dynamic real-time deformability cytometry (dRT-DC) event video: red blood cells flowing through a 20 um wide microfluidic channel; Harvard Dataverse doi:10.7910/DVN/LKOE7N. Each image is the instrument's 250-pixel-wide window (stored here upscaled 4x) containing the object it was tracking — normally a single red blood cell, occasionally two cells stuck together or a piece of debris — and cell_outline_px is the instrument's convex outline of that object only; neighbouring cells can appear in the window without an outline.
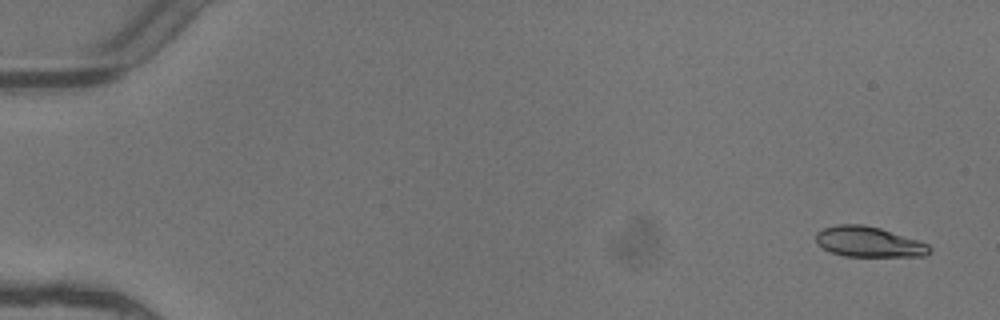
{"species": "common noctule bat (a hibernating species)", "species_latin": "Nyctalus noctula", "temperature_condition": "warm", "stored_images_in_passage": 5, "camera_frame_rate_fps": 3000, "um_per_image_px": 0.085, "animal": {"sex": "female"}, "frame": {"image": 1, "passage_image": 1, "time_ms": 0.0, "image_size_px": [1000, 320], "cell_outline_px": [[932, 248], [924, 256], [844, 256], [828, 252], [816, 244], [816, 232], [824, 228], [836, 224], [860, 224], [880, 228], [928, 244]], "centroid_in_image_um": [73.77, 20.56], "position_along_channel_um": 11.2, "area_um2": 20.06}}
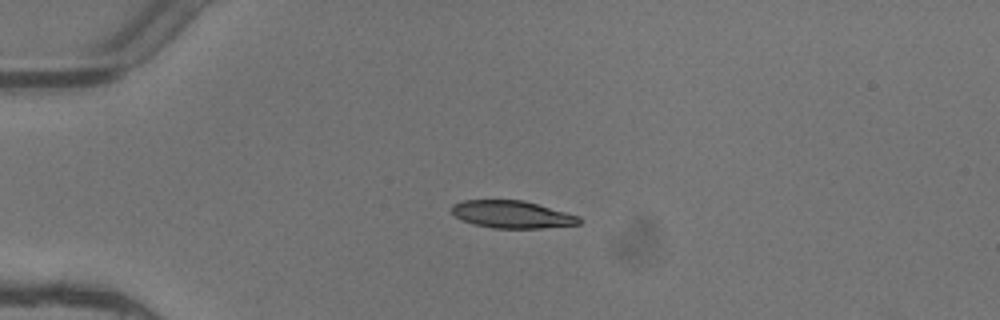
{"frame": {"image": 2, "passage_image": 4, "time_ms": 1.0, "image_size_px": [1000, 320], "cell_outline_px": [[580, 224], [540, 228], [492, 228], [472, 224], [460, 220], [452, 212], [452, 204], [464, 200], [524, 200], [580, 216]], "centroid_in_image_um": [43.5, 18.22], "position_along_channel_um": 41.5, "area_um2": 20.4}}